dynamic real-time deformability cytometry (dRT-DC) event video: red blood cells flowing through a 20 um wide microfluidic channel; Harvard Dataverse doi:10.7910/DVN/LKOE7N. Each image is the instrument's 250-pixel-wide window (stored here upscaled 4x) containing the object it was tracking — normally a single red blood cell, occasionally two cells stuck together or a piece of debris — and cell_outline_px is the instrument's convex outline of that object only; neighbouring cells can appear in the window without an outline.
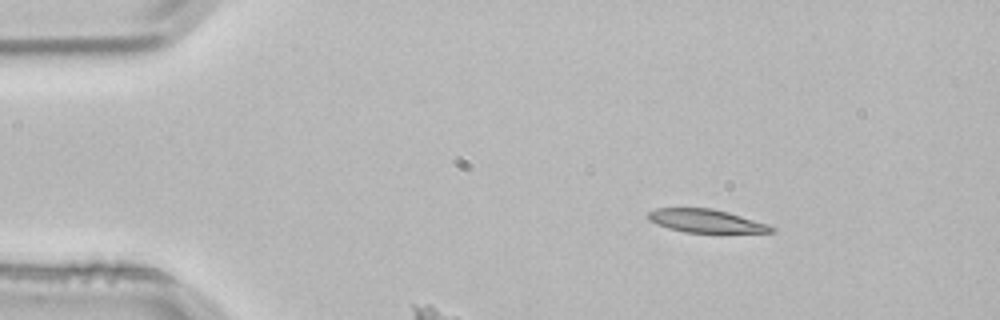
{"species": "common noctule bat (a hibernating species)", "species_latin": "Nyctalus noctula", "temperature_condition": "room temperature", "stored_images_in_passage": 3, "camera_frame_rate_fps": 3000, "um_per_image_px": 0.085, "animal": {"sex": "male", "body_mass_g": 21.5, "forearm_length_mm": 52.0}, "frame": {"image": 1, "passage_image": 1, "time_ms": 0.0, "image_size_px": [1000, 320], "cell_outline_px": [[776, 232], [684, 232], [668, 228], [656, 224], [648, 220], [648, 212], [656, 208], [712, 208], [728, 212], [768, 224], [776, 228]], "centroid_in_image_um": [59.99, 18.77], "position_along_channel_um": 25.0, "area_um2": 16.59}}